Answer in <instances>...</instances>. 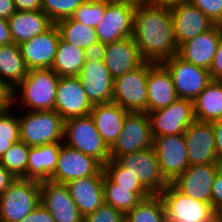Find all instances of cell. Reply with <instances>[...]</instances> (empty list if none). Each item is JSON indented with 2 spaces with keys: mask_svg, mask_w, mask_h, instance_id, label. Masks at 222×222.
<instances>
[{
  "mask_svg": "<svg viewBox=\"0 0 222 222\" xmlns=\"http://www.w3.org/2000/svg\"><path fill=\"white\" fill-rule=\"evenodd\" d=\"M132 36L145 61L162 63L178 53L169 8L146 1L137 3Z\"/></svg>",
  "mask_w": 222,
  "mask_h": 222,
  "instance_id": "6da1fadb",
  "label": "cell"
},
{
  "mask_svg": "<svg viewBox=\"0 0 222 222\" xmlns=\"http://www.w3.org/2000/svg\"><path fill=\"white\" fill-rule=\"evenodd\" d=\"M58 80L51 68L28 70L27 76L11 91L12 105L19 110H54Z\"/></svg>",
  "mask_w": 222,
  "mask_h": 222,
  "instance_id": "7a4b0ae2",
  "label": "cell"
},
{
  "mask_svg": "<svg viewBox=\"0 0 222 222\" xmlns=\"http://www.w3.org/2000/svg\"><path fill=\"white\" fill-rule=\"evenodd\" d=\"M20 141L30 147L64 140V120L55 110H18Z\"/></svg>",
  "mask_w": 222,
  "mask_h": 222,
  "instance_id": "3957f363",
  "label": "cell"
},
{
  "mask_svg": "<svg viewBox=\"0 0 222 222\" xmlns=\"http://www.w3.org/2000/svg\"><path fill=\"white\" fill-rule=\"evenodd\" d=\"M40 202V182L16 178L0 195V222H20Z\"/></svg>",
  "mask_w": 222,
  "mask_h": 222,
  "instance_id": "277c9868",
  "label": "cell"
},
{
  "mask_svg": "<svg viewBox=\"0 0 222 222\" xmlns=\"http://www.w3.org/2000/svg\"><path fill=\"white\" fill-rule=\"evenodd\" d=\"M63 143L94 157L102 165L110 160L109 148L103 142L90 114L64 121Z\"/></svg>",
  "mask_w": 222,
  "mask_h": 222,
  "instance_id": "5b68a950",
  "label": "cell"
},
{
  "mask_svg": "<svg viewBox=\"0 0 222 222\" xmlns=\"http://www.w3.org/2000/svg\"><path fill=\"white\" fill-rule=\"evenodd\" d=\"M163 200L166 221L219 222L211 203L192 199L169 183L159 194Z\"/></svg>",
  "mask_w": 222,
  "mask_h": 222,
  "instance_id": "8992f818",
  "label": "cell"
},
{
  "mask_svg": "<svg viewBox=\"0 0 222 222\" xmlns=\"http://www.w3.org/2000/svg\"><path fill=\"white\" fill-rule=\"evenodd\" d=\"M149 115L146 112H128L122 132L109 148L110 159L153 147Z\"/></svg>",
  "mask_w": 222,
  "mask_h": 222,
  "instance_id": "52a82bcc",
  "label": "cell"
},
{
  "mask_svg": "<svg viewBox=\"0 0 222 222\" xmlns=\"http://www.w3.org/2000/svg\"><path fill=\"white\" fill-rule=\"evenodd\" d=\"M148 61L114 79L112 102L128 112L147 113Z\"/></svg>",
  "mask_w": 222,
  "mask_h": 222,
  "instance_id": "ba28073f",
  "label": "cell"
},
{
  "mask_svg": "<svg viewBox=\"0 0 222 222\" xmlns=\"http://www.w3.org/2000/svg\"><path fill=\"white\" fill-rule=\"evenodd\" d=\"M162 64L172 77L178 98L193 101L212 81L208 69L186 62L178 55L165 59Z\"/></svg>",
  "mask_w": 222,
  "mask_h": 222,
  "instance_id": "9c48e42d",
  "label": "cell"
},
{
  "mask_svg": "<svg viewBox=\"0 0 222 222\" xmlns=\"http://www.w3.org/2000/svg\"><path fill=\"white\" fill-rule=\"evenodd\" d=\"M151 194L159 195L169 182L163 177L154 147L122 155L116 159Z\"/></svg>",
  "mask_w": 222,
  "mask_h": 222,
  "instance_id": "30bf717a",
  "label": "cell"
},
{
  "mask_svg": "<svg viewBox=\"0 0 222 222\" xmlns=\"http://www.w3.org/2000/svg\"><path fill=\"white\" fill-rule=\"evenodd\" d=\"M136 4L106 0L101 22L96 26L99 42L112 43L133 35Z\"/></svg>",
  "mask_w": 222,
  "mask_h": 222,
  "instance_id": "8fae6325",
  "label": "cell"
},
{
  "mask_svg": "<svg viewBox=\"0 0 222 222\" xmlns=\"http://www.w3.org/2000/svg\"><path fill=\"white\" fill-rule=\"evenodd\" d=\"M160 171L163 177L172 183L190 165L184 134L153 137Z\"/></svg>",
  "mask_w": 222,
  "mask_h": 222,
  "instance_id": "7c38bea8",
  "label": "cell"
},
{
  "mask_svg": "<svg viewBox=\"0 0 222 222\" xmlns=\"http://www.w3.org/2000/svg\"><path fill=\"white\" fill-rule=\"evenodd\" d=\"M153 137L183 134L195 121L193 101L177 98L169 106L148 113Z\"/></svg>",
  "mask_w": 222,
  "mask_h": 222,
  "instance_id": "4fadbf2b",
  "label": "cell"
},
{
  "mask_svg": "<svg viewBox=\"0 0 222 222\" xmlns=\"http://www.w3.org/2000/svg\"><path fill=\"white\" fill-rule=\"evenodd\" d=\"M102 169L103 165L94 157L62 142L57 158V166L49 180L66 184L74 179L97 175Z\"/></svg>",
  "mask_w": 222,
  "mask_h": 222,
  "instance_id": "5bb4252c",
  "label": "cell"
},
{
  "mask_svg": "<svg viewBox=\"0 0 222 222\" xmlns=\"http://www.w3.org/2000/svg\"><path fill=\"white\" fill-rule=\"evenodd\" d=\"M92 108L78 76L59 77L54 110L64 121L89 115Z\"/></svg>",
  "mask_w": 222,
  "mask_h": 222,
  "instance_id": "9a60e30c",
  "label": "cell"
},
{
  "mask_svg": "<svg viewBox=\"0 0 222 222\" xmlns=\"http://www.w3.org/2000/svg\"><path fill=\"white\" fill-rule=\"evenodd\" d=\"M40 198V203L50 212L55 222H83L66 184L41 181Z\"/></svg>",
  "mask_w": 222,
  "mask_h": 222,
  "instance_id": "2e32d148",
  "label": "cell"
},
{
  "mask_svg": "<svg viewBox=\"0 0 222 222\" xmlns=\"http://www.w3.org/2000/svg\"><path fill=\"white\" fill-rule=\"evenodd\" d=\"M189 165L219 164L212 123L194 121L183 133Z\"/></svg>",
  "mask_w": 222,
  "mask_h": 222,
  "instance_id": "e0dca14e",
  "label": "cell"
},
{
  "mask_svg": "<svg viewBox=\"0 0 222 222\" xmlns=\"http://www.w3.org/2000/svg\"><path fill=\"white\" fill-rule=\"evenodd\" d=\"M221 164L189 166L172 184L192 199L211 203L213 182Z\"/></svg>",
  "mask_w": 222,
  "mask_h": 222,
  "instance_id": "ac0fdd59",
  "label": "cell"
},
{
  "mask_svg": "<svg viewBox=\"0 0 222 222\" xmlns=\"http://www.w3.org/2000/svg\"><path fill=\"white\" fill-rule=\"evenodd\" d=\"M59 40L60 34L54 23L45 32L19 45L27 69H50Z\"/></svg>",
  "mask_w": 222,
  "mask_h": 222,
  "instance_id": "d6986e66",
  "label": "cell"
},
{
  "mask_svg": "<svg viewBox=\"0 0 222 222\" xmlns=\"http://www.w3.org/2000/svg\"><path fill=\"white\" fill-rule=\"evenodd\" d=\"M78 77L92 105L112 102L114 79L104 61L86 59Z\"/></svg>",
  "mask_w": 222,
  "mask_h": 222,
  "instance_id": "ffe728a7",
  "label": "cell"
},
{
  "mask_svg": "<svg viewBox=\"0 0 222 222\" xmlns=\"http://www.w3.org/2000/svg\"><path fill=\"white\" fill-rule=\"evenodd\" d=\"M175 42L179 47L185 41L212 29L215 24L189 2L171 8Z\"/></svg>",
  "mask_w": 222,
  "mask_h": 222,
  "instance_id": "44dd1931",
  "label": "cell"
},
{
  "mask_svg": "<svg viewBox=\"0 0 222 222\" xmlns=\"http://www.w3.org/2000/svg\"><path fill=\"white\" fill-rule=\"evenodd\" d=\"M221 37L222 25H215L209 31L182 43L177 55L186 62L209 70Z\"/></svg>",
  "mask_w": 222,
  "mask_h": 222,
  "instance_id": "7402d4cb",
  "label": "cell"
},
{
  "mask_svg": "<svg viewBox=\"0 0 222 222\" xmlns=\"http://www.w3.org/2000/svg\"><path fill=\"white\" fill-rule=\"evenodd\" d=\"M147 114L169 106L178 96L172 77L162 63L148 62Z\"/></svg>",
  "mask_w": 222,
  "mask_h": 222,
  "instance_id": "603a6c76",
  "label": "cell"
},
{
  "mask_svg": "<svg viewBox=\"0 0 222 222\" xmlns=\"http://www.w3.org/2000/svg\"><path fill=\"white\" fill-rule=\"evenodd\" d=\"M104 171L97 175L74 179L66 183L72 199L84 218L104 203Z\"/></svg>",
  "mask_w": 222,
  "mask_h": 222,
  "instance_id": "cb8c5ba5",
  "label": "cell"
},
{
  "mask_svg": "<svg viewBox=\"0 0 222 222\" xmlns=\"http://www.w3.org/2000/svg\"><path fill=\"white\" fill-rule=\"evenodd\" d=\"M144 62L133 36L106 43L104 63L113 79L134 70Z\"/></svg>",
  "mask_w": 222,
  "mask_h": 222,
  "instance_id": "d4e9b609",
  "label": "cell"
},
{
  "mask_svg": "<svg viewBox=\"0 0 222 222\" xmlns=\"http://www.w3.org/2000/svg\"><path fill=\"white\" fill-rule=\"evenodd\" d=\"M13 43L21 45L45 32L54 22L42 11H18L7 20Z\"/></svg>",
  "mask_w": 222,
  "mask_h": 222,
  "instance_id": "484cf974",
  "label": "cell"
},
{
  "mask_svg": "<svg viewBox=\"0 0 222 222\" xmlns=\"http://www.w3.org/2000/svg\"><path fill=\"white\" fill-rule=\"evenodd\" d=\"M128 111L113 102L93 105L90 115L103 142L110 148L122 132Z\"/></svg>",
  "mask_w": 222,
  "mask_h": 222,
  "instance_id": "4316f807",
  "label": "cell"
},
{
  "mask_svg": "<svg viewBox=\"0 0 222 222\" xmlns=\"http://www.w3.org/2000/svg\"><path fill=\"white\" fill-rule=\"evenodd\" d=\"M61 143H50L30 147L28 153L27 179L36 181L49 180L57 166Z\"/></svg>",
  "mask_w": 222,
  "mask_h": 222,
  "instance_id": "83f0119b",
  "label": "cell"
},
{
  "mask_svg": "<svg viewBox=\"0 0 222 222\" xmlns=\"http://www.w3.org/2000/svg\"><path fill=\"white\" fill-rule=\"evenodd\" d=\"M27 74L20 46L15 43L0 45V82L13 91Z\"/></svg>",
  "mask_w": 222,
  "mask_h": 222,
  "instance_id": "f1b7e54d",
  "label": "cell"
},
{
  "mask_svg": "<svg viewBox=\"0 0 222 222\" xmlns=\"http://www.w3.org/2000/svg\"><path fill=\"white\" fill-rule=\"evenodd\" d=\"M196 121L212 123L222 120V81L212 80L193 100Z\"/></svg>",
  "mask_w": 222,
  "mask_h": 222,
  "instance_id": "f546056e",
  "label": "cell"
},
{
  "mask_svg": "<svg viewBox=\"0 0 222 222\" xmlns=\"http://www.w3.org/2000/svg\"><path fill=\"white\" fill-rule=\"evenodd\" d=\"M86 57L84 49L76 47L61 38L51 69L59 76H78Z\"/></svg>",
  "mask_w": 222,
  "mask_h": 222,
  "instance_id": "4dcf8cb0",
  "label": "cell"
},
{
  "mask_svg": "<svg viewBox=\"0 0 222 222\" xmlns=\"http://www.w3.org/2000/svg\"><path fill=\"white\" fill-rule=\"evenodd\" d=\"M104 203L121 210L125 214L141 200L151 196L149 192H131V188L119 187L105 174L103 180Z\"/></svg>",
  "mask_w": 222,
  "mask_h": 222,
  "instance_id": "1f68e13d",
  "label": "cell"
},
{
  "mask_svg": "<svg viewBox=\"0 0 222 222\" xmlns=\"http://www.w3.org/2000/svg\"><path fill=\"white\" fill-rule=\"evenodd\" d=\"M55 24L60 38L76 47L86 49L98 42L95 28L86 26L71 17L58 20Z\"/></svg>",
  "mask_w": 222,
  "mask_h": 222,
  "instance_id": "d6a6232c",
  "label": "cell"
},
{
  "mask_svg": "<svg viewBox=\"0 0 222 222\" xmlns=\"http://www.w3.org/2000/svg\"><path fill=\"white\" fill-rule=\"evenodd\" d=\"M125 222H166V211L160 195L141 200L125 214Z\"/></svg>",
  "mask_w": 222,
  "mask_h": 222,
  "instance_id": "836d02e7",
  "label": "cell"
},
{
  "mask_svg": "<svg viewBox=\"0 0 222 222\" xmlns=\"http://www.w3.org/2000/svg\"><path fill=\"white\" fill-rule=\"evenodd\" d=\"M29 150L30 146L25 142L18 141L3 154L0 163L15 178L27 179Z\"/></svg>",
  "mask_w": 222,
  "mask_h": 222,
  "instance_id": "e575fe53",
  "label": "cell"
},
{
  "mask_svg": "<svg viewBox=\"0 0 222 222\" xmlns=\"http://www.w3.org/2000/svg\"><path fill=\"white\" fill-rule=\"evenodd\" d=\"M104 174L119 187L131 188V192H148L128 169L117 160L110 159L103 165Z\"/></svg>",
  "mask_w": 222,
  "mask_h": 222,
  "instance_id": "d590c367",
  "label": "cell"
},
{
  "mask_svg": "<svg viewBox=\"0 0 222 222\" xmlns=\"http://www.w3.org/2000/svg\"><path fill=\"white\" fill-rule=\"evenodd\" d=\"M106 9V0H85L70 16L86 26L96 28Z\"/></svg>",
  "mask_w": 222,
  "mask_h": 222,
  "instance_id": "8d00e7d4",
  "label": "cell"
},
{
  "mask_svg": "<svg viewBox=\"0 0 222 222\" xmlns=\"http://www.w3.org/2000/svg\"><path fill=\"white\" fill-rule=\"evenodd\" d=\"M42 11L54 22L70 17L85 0H41Z\"/></svg>",
  "mask_w": 222,
  "mask_h": 222,
  "instance_id": "74e56055",
  "label": "cell"
},
{
  "mask_svg": "<svg viewBox=\"0 0 222 222\" xmlns=\"http://www.w3.org/2000/svg\"><path fill=\"white\" fill-rule=\"evenodd\" d=\"M19 129L18 109L10 105L7 109L0 112V138L16 143L20 141Z\"/></svg>",
  "mask_w": 222,
  "mask_h": 222,
  "instance_id": "f35d334b",
  "label": "cell"
},
{
  "mask_svg": "<svg viewBox=\"0 0 222 222\" xmlns=\"http://www.w3.org/2000/svg\"><path fill=\"white\" fill-rule=\"evenodd\" d=\"M83 222H125V213L103 203L93 213L86 215Z\"/></svg>",
  "mask_w": 222,
  "mask_h": 222,
  "instance_id": "ab89813d",
  "label": "cell"
},
{
  "mask_svg": "<svg viewBox=\"0 0 222 222\" xmlns=\"http://www.w3.org/2000/svg\"><path fill=\"white\" fill-rule=\"evenodd\" d=\"M200 9L215 25H222V0H188Z\"/></svg>",
  "mask_w": 222,
  "mask_h": 222,
  "instance_id": "60d3db41",
  "label": "cell"
},
{
  "mask_svg": "<svg viewBox=\"0 0 222 222\" xmlns=\"http://www.w3.org/2000/svg\"><path fill=\"white\" fill-rule=\"evenodd\" d=\"M211 205L218 217L222 216V165L219 167L215 176L212 193Z\"/></svg>",
  "mask_w": 222,
  "mask_h": 222,
  "instance_id": "b9f144b4",
  "label": "cell"
},
{
  "mask_svg": "<svg viewBox=\"0 0 222 222\" xmlns=\"http://www.w3.org/2000/svg\"><path fill=\"white\" fill-rule=\"evenodd\" d=\"M20 222H55L50 212L40 203L32 212Z\"/></svg>",
  "mask_w": 222,
  "mask_h": 222,
  "instance_id": "7bdbcfd3",
  "label": "cell"
},
{
  "mask_svg": "<svg viewBox=\"0 0 222 222\" xmlns=\"http://www.w3.org/2000/svg\"><path fill=\"white\" fill-rule=\"evenodd\" d=\"M212 80H222V37L218 43L217 51L209 69Z\"/></svg>",
  "mask_w": 222,
  "mask_h": 222,
  "instance_id": "ee69618b",
  "label": "cell"
},
{
  "mask_svg": "<svg viewBox=\"0 0 222 222\" xmlns=\"http://www.w3.org/2000/svg\"><path fill=\"white\" fill-rule=\"evenodd\" d=\"M86 59H93L94 61H104L106 54V43L97 42L84 49Z\"/></svg>",
  "mask_w": 222,
  "mask_h": 222,
  "instance_id": "f6af8a7d",
  "label": "cell"
},
{
  "mask_svg": "<svg viewBox=\"0 0 222 222\" xmlns=\"http://www.w3.org/2000/svg\"><path fill=\"white\" fill-rule=\"evenodd\" d=\"M218 163L222 165V120L212 122Z\"/></svg>",
  "mask_w": 222,
  "mask_h": 222,
  "instance_id": "bcb514c9",
  "label": "cell"
},
{
  "mask_svg": "<svg viewBox=\"0 0 222 222\" xmlns=\"http://www.w3.org/2000/svg\"><path fill=\"white\" fill-rule=\"evenodd\" d=\"M15 9L18 11H38L42 10L41 0H13Z\"/></svg>",
  "mask_w": 222,
  "mask_h": 222,
  "instance_id": "7dc6e473",
  "label": "cell"
},
{
  "mask_svg": "<svg viewBox=\"0 0 222 222\" xmlns=\"http://www.w3.org/2000/svg\"><path fill=\"white\" fill-rule=\"evenodd\" d=\"M13 43L9 24L6 19L0 18V45Z\"/></svg>",
  "mask_w": 222,
  "mask_h": 222,
  "instance_id": "c3c4849f",
  "label": "cell"
},
{
  "mask_svg": "<svg viewBox=\"0 0 222 222\" xmlns=\"http://www.w3.org/2000/svg\"><path fill=\"white\" fill-rule=\"evenodd\" d=\"M16 178L0 163V195L5 192Z\"/></svg>",
  "mask_w": 222,
  "mask_h": 222,
  "instance_id": "681fc988",
  "label": "cell"
},
{
  "mask_svg": "<svg viewBox=\"0 0 222 222\" xmlns=\"http://www.w3.org/2000/svg\"><path fill=\"white\" fill-rule=\"evenodd\" d=\"M12 105L11 91L0 82V112Z\"/></svg>",
  "mask_w": 222,
  "mask_h": 222,
  "instance_id": "f907efd6",
  "label": "cell"
},
{
  "mask_svg": "<svg viewBox=\"0 0 222 222\" xmlns=\"http://www.w3.org/2000/svg\"><path fill=\"white\" fill-rule=\"evenodd\" d=\"M15 12L13 0H0V18L8 20Z\"/></svg>",
  "mask_w": 222,
  "mask_h": 222,
  "instance_id": "816d5d0a",
  "label": "cell"
},
{
  "mask_svg": "<svg viewBox=\"0 0 222 222\" xmlns=\"http://www.w3.org/2000/svg\"><path fill=\"white\" fill-rule=\"evenodd\" d=\"M145 1L150 4L161 6L164 8H169V9L188 2V0H145Z\"/></svg>",
  "mask_w": 222,
  "mask_h": 222,
  "instance_id": "f5cc1de1",
  "label": "cell"
},
{
  "mask_svg": "<svg viewBox=\"0 0 222 222\" xmlns=\"http://www.w3.org/2000/svg\"><path fill=\"white\" fill-rule=\"evenodd\" d=\"M13 144L10 140L0 138V158Z\"/></svg>",
  "mask_w": 222,
  "mask_h": 222,
  "instance_id": "db71d44e",
  "label": "cell"
},
{
  "mask_svg": "<svg viewBox=\"0 0 222 222\" xmlns=\"http://www.w3.org/2000/svg\"><path fill=\"white\" fill-rule=\"evenodd\" d=\"M109 1L129 2V3L137 4L145 0H109Z\"/></svg>",
  "mask_w": 222,
  "mask_h": 222,
  "instance_id": "11a10c76",
  "label": "cell"
},
{
  "mask_svg": "<svg viewBox=\"0 0 222 222\" xmlns=\"http://www.w3.org/2000/svg\"><path fill=\"white\" fill-rule=\"evenodd\" d=\"M166 222H185V221H166Z\"/></svg>",
  "mask_w": 222,
  "mask_h": 222,
  "instance_id": "9f6ffc18",
  "label": "cell"
},
{
  "mask_svg": "<svg viewBox=\"0 0 222 222\" xmlns=\"http://www.w3.org/2000/svg\"><path fill=\"white\" fill-rule=\"evenodd\" d=\"M219 222H222V216H221V217H219Z\"/></svg>",
  "mask_w": 222,
  "mask_h": 222,
  "instance_id": "6f0895ef",
  "label": "cell"
}]
</instances>
